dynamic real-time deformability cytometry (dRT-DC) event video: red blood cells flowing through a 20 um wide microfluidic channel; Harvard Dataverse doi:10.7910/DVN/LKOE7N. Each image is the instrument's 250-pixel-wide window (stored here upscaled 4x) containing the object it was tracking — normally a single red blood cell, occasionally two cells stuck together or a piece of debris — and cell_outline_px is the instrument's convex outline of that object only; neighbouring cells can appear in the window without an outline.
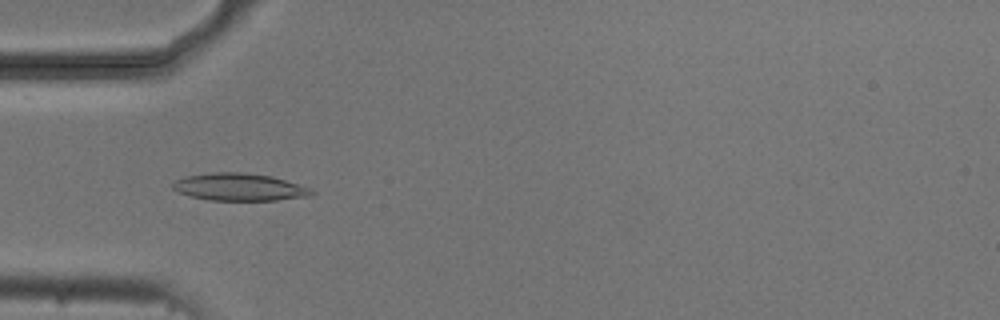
{"species": "common noctule bat (a hibernating species)", "species_latin": "Nyctalus noctula", "temperature_condition": "cold", "stored_images_in_passage": 6, "camera_frame_rate_fps": 3000, "um_per_image_px": 0.085, "animal": {"sex": "male", "body_mass_g": 20.5, "forearm_length_mm": 52.5}, "frame": {"image": 1, "passage_image": 2, "time_ms": 0.333, "image_size_px": [1000, 320], "cell_outline_px": [[316, 192], [312, 196], [276, 200], [208, 200], [188, 196], [176, 192], [172, 188], [172, 184], [176, 180], [184, 176], [212, 172], [244, 172], [272, 176], [308, 188]], "centroid_in_image_um": [20.29, 15.9], "position_along_channel_um": 64.7, "area_um2": 22.25}}
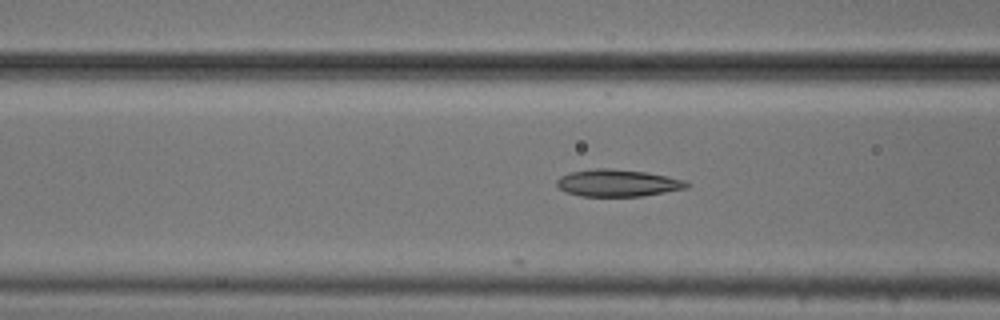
{"frame": {"image": 2, "passage_image": 6, "time_ms": 1.667, "image_size_px": [1000, 320], "cell_outline_px": [[692, 184], [688, 188], [640, 196], [580, 196], [564, 192], [556, 184], [556, 180], [560, 176], [568, 172], [592, 168], [608, 168], [644, 172], [668, 176], [684, 180]], "centroid_in_image_um": [52.47, 15.55], "position_along_channel_um": 114.1, "area_um2": 20.63}}